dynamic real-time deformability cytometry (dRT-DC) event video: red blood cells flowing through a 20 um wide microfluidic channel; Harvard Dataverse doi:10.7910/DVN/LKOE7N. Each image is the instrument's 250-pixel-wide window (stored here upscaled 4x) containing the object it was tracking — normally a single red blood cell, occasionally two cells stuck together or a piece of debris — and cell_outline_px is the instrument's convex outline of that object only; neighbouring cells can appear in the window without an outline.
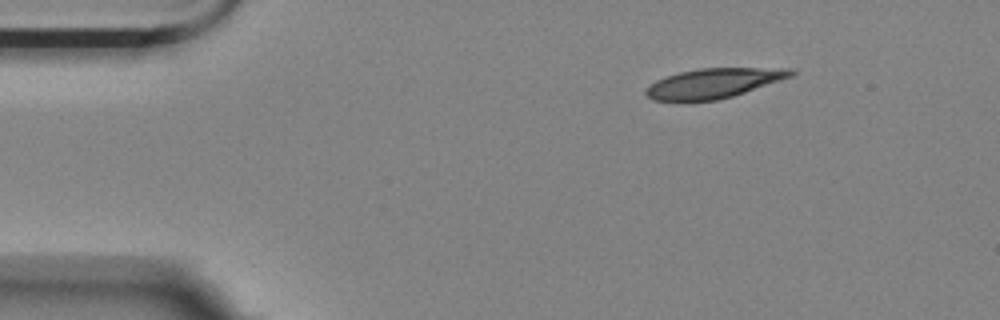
{"species": "Egyptian fruit bat (a non-hibernating species)", "species_latin": "Rousettus aegyptiacus", "temperature_condition": "room temperature", "stored_images_in_passage": 5, "camera_frame_rate_fps": 3000, "um_per_image_px": 0.085, "animal": {"sex": "female"}, "frame": {"image": 1, "passage_image": 1, "time_ms": 0.0, "image_size_px": [1000, 320], "cell_outline_px": [[796, 72], [792, 76], [732, 96], [716, 100], [652, 100], [644, 92], [656, 80], [664, 76], [680, 72], [700, 68], [788, 68]], "centroid_in_image_um": [60.65, 7.06], "position_along_channel_um": 24.3, "area_um2": 24.62}}
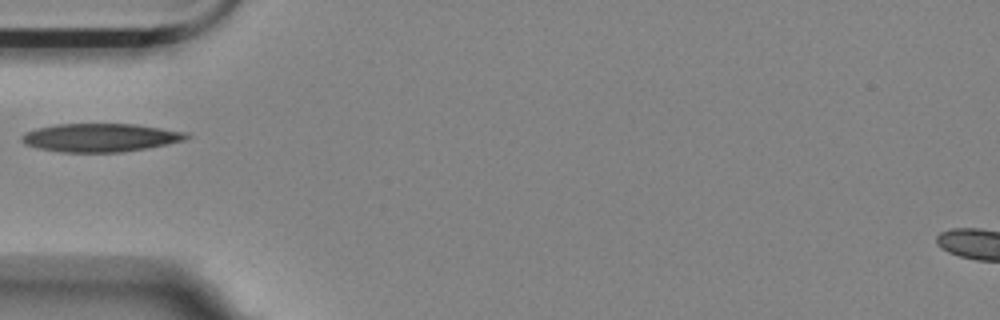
{"frame": {"image": 2, "passage_image": 4, "time_ms": 3.333, "image_size_px": [1000, 320], "cell_outline_px": [[192, 136], [184, 140], [148, 148], [120, 152], [60, 152], [36, 148], [24, 144], [20, 140], [20, 136], [24, 132], [36, 128], [56, 124], [136, 124], [188, 132]], "centroid_in_image_um": [8.5, 11.69], "position_along_channel_um": 76.5, "area_um2": 27.46}}
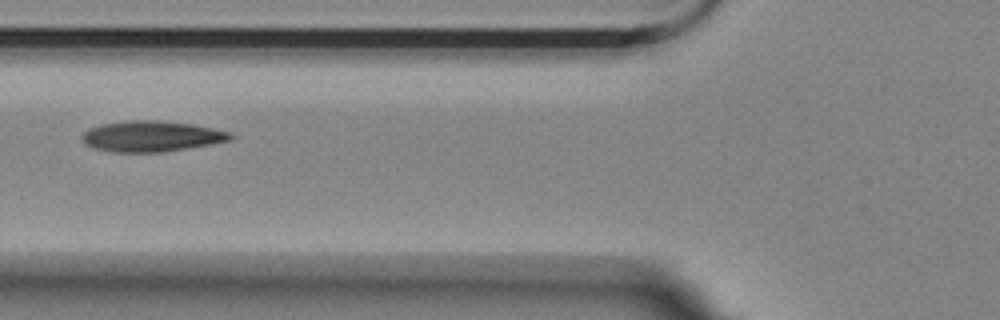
{"frame": {"image": 3, "passage_image": 5, "time_ms": 4.333, "image_size_px": [1000, 320], "cell_outline_px": [[236, 136], [232, 140], [212, 144], [164, 152], [112, 152], [96, 148], [84, 144], [80, 140], [80, 136], [88, 128], [104, 124], [132, 120], [156, 120], [192, 124], [232, 132]], "centroid_in_image_um": [12.9, 11.59], "position_along_channel_um": 112.9, "area_um2": 26.76}}